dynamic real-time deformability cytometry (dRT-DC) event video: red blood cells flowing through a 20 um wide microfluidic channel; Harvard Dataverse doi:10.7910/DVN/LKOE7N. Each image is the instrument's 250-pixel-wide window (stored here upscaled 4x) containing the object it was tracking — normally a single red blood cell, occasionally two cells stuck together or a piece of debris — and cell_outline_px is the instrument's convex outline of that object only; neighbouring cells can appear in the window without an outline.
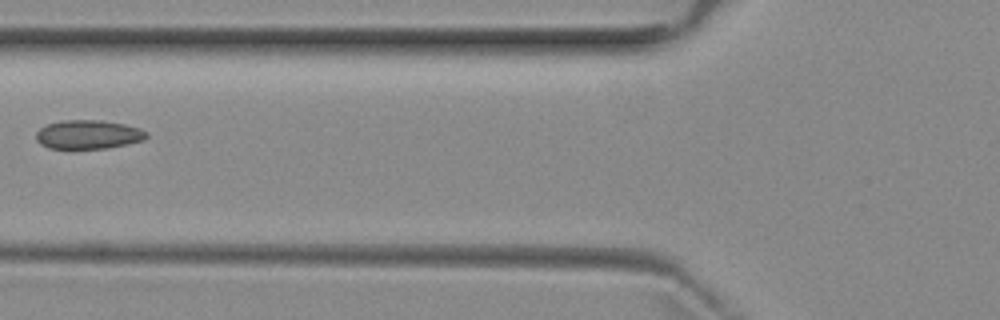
{"species": "common noctule bat (a hibernating species)", "species_latin": "Nyctalus noctula", "temperature_condition": "room temperature", "stored_images_in_passage": 6, "camera_frame_rate_fps": 3000, "um_per_image_px": 0.085, "animal": {"sex": "female", "body_mass_g": 29.2, "forearm_length_mm": 56.3}, "frame": {"image": 1, "passage_image": 6, "time_ms": 6.0, "image_size_px": [1000, 320], "cell_outline_px": [[148, 136], [144, 140], [128, 144], [108, 148], [48, 148], [40, 144], [36, 140], [36, 132], [40, 128], [48, 124], [64, 120], [100, 120], [124, 124], [140, 128], [148, 132]], "centroid_in_image_um": [7.52, 11.43], "position_along_channel_um": 118.3, "area_um2": 18.61}}